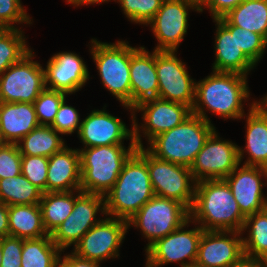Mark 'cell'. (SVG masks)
Here are the masks:
<instances>
[{"label":"cell","instance_id":"obj_1","mask_svg":"<svg viewBox=\"0 0 267 267\" xmlns=\"http://www.w3.org/2000/svg\"><path fill=\"white\" fill-rule=\"evenodd\" d=\"M212 72L195 83L192 114L209 123L211 120L206 111L224 118L223 120L243 119L246 115L243 105L250 100L247 76L234 72Z\"/></svg>","mask_w":267,"mask_h":267},{"label":"cell","instance_id":"obj_2","mask_svg":"<svg viewBox=\"0 0 267 267\" xmlns=\"http://www.w3.org/2000/svg\"><path fill=\"white\" fill-rule=\"evenodd\" d=\"M245 218L224 179L196 182L192 223L205 231L241 232Z\"/></svg>","mask_w":267,"mask_h":267},{"label":"cell","instance_id":"obj_3","mask_svg":"<svg viewBox=\"0 0 267 267\" xmlns=\"http://www.w3.org/2000/svg\"><path fill=\"white\" fill-rule=\"evenodd\" d=\"M154 196L147 162L135 150L124 163L112 189L105 195V213L128 221Z\"/></svg>","mask_w":267,"mask_h":267},{"label":"cell","instance_id":"obj_4","mask_svg":"<svg viewBox=\"0 0 267 267\" xmlns=\"http://www.w3.org/2000/svg\"><path fill=\"white\" fill-rule=\"evenodd\" d=\"M215 130L212 123L191 114L178 126L152 138L146 150L160 160L190 168Z\"/></svg>","mask_w":267,"mask_h":267},{"label":"cell","instance_id":"obj_5","mask_svg":"<svg viewBox=\"0 0 267 267\" xmlns=\"http://www.w3.org/2000/svg\"><path fill=\"white\" fill-rule=\"evenodd\" d=\"M123 145H102L78 149L82 192L105 197L112 189L124 163L137 148L135 142H130L128 148Z\"/></svg>","mask_w":267,"mask_h":267},{"label":"cell","instance_id":"obj_6","mask_svg":"<svg viewBox=\"0 0 267 267\" xmlns=\"http://www.w3.org/2000/svg\"><path fill=\"white\" fill-rule=\"evenodd\" d=\"M90 53L99 72L101 83L128 111L131 108L130 45L118 40L115 43L91 39Z\"/></svg>","mask_w":267,"mask_h":267},{"label":"cell","instance_id":"obj_7","mask_svg":"<svg viewBox=\"0 0 267 267\" xmlns=\"http://www.w3.org/2000/svg\"><path fill=\"white\" fill-rule=\"evenodd\" d=\"M190 219V210L180 202L158 196L152 197L128 221L130 226L139 228L148 244L145 251L158 239L181 227Z\"/></svg>","mask_w":267,"mask_h":267},{"label":"cell","instance_id":"obj_8","mask_svg":"<svg viewBox=\"0 0 267 267\" xmlns=\"http://www.w3.org/2000/svg\"><path fill=\"white\" fill-rule=\"evenodd\" d=\"M136 151L147 162L155 196L176 200L191 210L195 199L196 181L190 168L160 160L144 147H137Z\"/></svg>","mask_w":267,"mask_h":267},{"label":"cell","instance_id":"obj_9","mask_svg":"<svg viewBox=\"0 0 267 267\" xmlns=\"http://www.w3.org/2000/svg\"><path fill=\"white\" fill-rule=\"evenodd\" d=\"M34 56L31 50L0 75V102L33 103L46 88L45 70Z\"/></svg>","mask_w":267,"mask_h":267},{"label":"cell","instance_id":"obj_10","mask_svg":"<svg viewBox=\"0 0 267 267\" xmlns=\"http://www.w3.org/2000/svg\"><path fill=\"white\" fill-rule=\"evenodd\" d=\"M190 223L191 219L152 244L146 250V267H161L173 262L187 267L196 262L198 245L204 230L197 223H194L195 228L186 230Z\"/></svg>","mask_w":267,"mask_h":267},{"label":"cell","instance_id":"obj_11","mask_svg":"<svg viewBox=\"0 0 267 267\" xmlns=\"http://www.w3.org/2000/svg\"><path fill=\"white\" fill-rule=\"evenodd\" d=\"M140 111L143 112L142 121H144L141 126L136 118V112L139 113ZM191 114V109L181 103L159 98L141 102L133 108V129L136 146L144 147L141 139L142 134L140 133H143V137L149 142L158 134L178 126Z\"/></svg>","mask_w":267,"mask_h":267},{"label":"cell","instance_id":"obj_12","mask_svg":"<svg viewBox=\"0 0 267 267\" xmlns=\"http://www.w3.org/2000/svg\"><path fill=\"white\" fill-rule=\"evenodd\" d=\"M105 216L84 234L71 252L80 258L98 263L120 257L119 248L129 230L128 223L122 219Z\"/></svg>","mask_w":267,"mask_h":267},{"label":"cell","instance_id":"obj_13","mask_svg":"<svg viewBox=\"0 0 267 267\" xmlns=\"http://www.w3.org/2000/svg\"><path fill=\"white\" fill-rule=\"evenodd\" d=\"M176 51H156L155 67L158 77V98L181 103L192 109L195 100V83L185 63Z\"/></svg>","mask_w":267,"mask_h":267},{"label":"cell","instance_id":"obj_14","mask_svg":"<svg viewBox=\"0 0 267 267\" xmlns=\"http://www.w3.org/2000/svg\"><path fill=\"white\" fill-rule=\"evenodd\" d=\"M238 148L232 141L220 138L215 130L190 167L194 180L225 179L240 164Z\"/></svg>","mask_w":267,"mask_h":267},{"label":"cell","instance_id":"obj_15","mask_svg":"<svg viewBox=\"0 0 267 267\" xmlns=\"http://www.w3.org/2000/svg\"><path fill=\"white\" fill-rule=\"evenodd\" d=\"M98 212L106 215L105 197L81 192L75 199L72 213L51 234L52 241L63 253L66 248L74 247L101 220L96 218Z\"/></svg>","mask_w":267,"mask_h":267},{"label":"cell","instance_id":"obj_16","mask_svg":"<svg viewBox=\"0 0 267 267\" xmlns=\"http://www.w3.org/2000/svg\"><path fill=\"white\" fill-rule=\"evenodd\" d=\"M200 11L183 0H164L161 8L147 23L157 39L156 51H176L187 34L188 10Z\"/></svg>","mask_w":267,"mask_h":267},{"label":"cell","instance_id":"obj_17","mask_svg":"<svg viewBox=\"0 0 267 267\" xmlns=\"http://www.w3.org/2000/svg\"><path fill=\"white\" fill-rule=\"evenodd\" d=\"M243 233L239 231H203L196 262L207 267H233L245 256Z\"/></svg>","mask_w":267,"mask_h":267},{"label":"cell","instance_id":"obj_18","mask_svg":"<svg viewBox=\"0 0 267 267\" xmlns=\"http://www.w3.org/2000/svg\"><path fill=\"white\" fill-rule=\"evenodd\" d=\"M241 165L224 180L230 186L241 213L247 217L265 209L267 196L264 197L262 187L267 185V168ZM262 178L266 180L264 183Z\"/></svg>","mask_w":267,"mask_h":267},{"label":"cell","instance_id":"obj_19","mask_svg":"<svg viewBox=\"0 0 267 267\" xmlns=\"http://www.w3.org/2000/svg\"><path fill=\"white\" fill-rule=\"evenodd\" d=\"M103 107L102 110H92L90 114L81 120L78 133L83 148H91L102 145L124 144V140L134 141V129H128L126 124L118 117L111 115Z\"/></svg>","mask_w":267,"mask_h":267},{"label":"cell","instance_id":"obj_20","mask_svg":"<svg viewBox=\"0 0 267 267\" xmlns=\"http://www.w3.org/2000/svg\"><path fill=\"white\" fill-rule=\"evenodd\" d=\"M88 66L73 52H58L47 62L45 86L47 89L62 91L68 95L79 91L90 79Z\"/></svg>","mask_w":267,"mask_h":267},{"label":"cell","instance_id":"obj_21","mask_svg":"<svg viewBox=\"0 0 267 267\" xmlns=\"http://www.w3.org/2000/svg\"><path fill=\"white\" fill-rule=\"evenodd\" d=\"M215 32V61L212 71L234 72L247 76L256 65L244 54L236 42V26L224 17L213 19Z\"/></svg>","mask_w":267,"mask_h":267},{"label":"cell","instance_id":"obj_22","mask_svg":"<svg viewBox=\"0 0 267 267\" xmlns=\"http://www.w3.org/2000/svg\"><path fill=\"white\" fill-rule=\"evenodd\" d=\"M130 46L131 108L143 101L158 98V77L155 50Z\"/></svg>","mask_w":267,"mask_h":267},{"label":"cell","instance_id":"obj_23","mask_svg":"<svg viewBox=\"0 0 267 267\" xmlns=\"http://www.w3.org/2000/svg\"><path fill=\"white\" fill-rule=\"evenodd\" d=\"M246 146L238 148L240 164L267 168V109L258 100L252 101L246 116Z\"/></svg>","mask_w":267,"mask_h":267},{"label":"cell","instance_id":"obj_24","mask_svg":"<svg viewBox=\"0 0 267 267\" xmlns=\"http://www.w3.org/2000/svg\"><path fill=\"white\" fill-rule=\"evenodd\" d=\"M81 171L78 149L66 145L60 152L49 157L47 192L80 190Z\"/></svg>","mask_w":267,"mask_h":267},{"label":"cell","instance_id":"obj_25","mask_svg":"<svg viewBox=\"0 0 267 267\" xmlns=\"http://www.w3.org/2000/svg\"><path fill=\"white\" fill-rule=\"evenodd\" d=\"M39 125L33 103L0 102V130L6 143L17 144Z\"/></svg>","mask_w":267,"mask_h":267},{"label":"cell","instance_id":"obj_26","mask_svg":"<svg viewBox=\"0 0 267 267\" xmlns=\"http://www.w3.org/2000/svg\"><path fill=\"white\" fill-rule=\"evenodd\" d=\"M9 236L38 239L49 235L44 228L39 204L8 206Z\"/></svg>","mask_w":267,"mask_h":267},{"label":"cell","instance_id":"obj_27","mask_svg":"<svg viewBox=\"0 0 267 267\" xmlns=\"http://www.w3.org/2000/svg\"><path fill=\"white\" fill-rule=\"evenodd\" d=\"M81 190L70 192H44L39 203L45 230L52 234L72 213L76 197Z\"/></svg>","mask_w":267,"mask_h":267},{"label":"cell","instance_id":"obj_28","mask_svg":"<svg viewBox=\"0 0 267 267\" xmlns=\"http://www.w3.org/2000/svg\"><path fill=\"white\" fill-rule=\"evenodd\" d=\"M223 17L231 25L258 33L267 40V0H244Z\"/></svg>","mask_w":267,"mask_h":267},{"label":"cell","instance_id":"obj_29","mask_svg":"<svg viewBox=\"0 0 267 267\" xmlns=\"http://www.w3.org/2000/svg\"><path fill=\"white\" fill-rule=\"evenodd\" d=\"M53 127L39 125L25 135L16 145L21 155L50 157L66 145Z\"/></svg>","mask_w":267,"mask_h":267},{"label":"cell","instance_id":"obj_30","mask_svg":"<svg viewBox=\"0 0 267 267\" xmlns=\"http://www.w3.org/2000/svg\"><path fill=\"white\" fill-rule=\"evenodd\" d=\"M243 231L248 232L247 237H242L244 256L267 261V211L247 216L241 230L244 234Z\"/></svg>","mask_w":267,"mask_h":267},{"label":"cell","instance_id":"obj_31","mask_svg":"<svg viewBox=\"0 0 267 267\" xmlns=\"http://www.w3.org/2000/svg\"><path fill=\"white\" fill-rule=\"evenodd\" d=\"M61 254L50 234L38 239H23L21 267H57Z\"/></svg>","mask_w":267,"mask_h":267},{"label":"cell","instance_id":"obj_32","mask_svg":"<svg viewBox=\"0 0 267 267\" xmlns=\"http://www.w3.org/2000/svg\"><path fill=\"white\" fill-rule=\"evenodd\" d=\"M42 194L23 174L0 179V201L7 206L39 204Z\"/></svg>","mask_w":267,"mask_h":267},{"label":"cell","instance_id":"obj_33","mask_svg":"<svg viewBox=\"0 0 267 267\" xmlns=\"http://www.w3.org/2000/svg\"><path fill=\"white\" fill-rule=\"evenodd\" d=\"M26 42L21 27L0 28V75L32 50Z\"/></svg>","mask_w":267,"mask_h":267},{"label":"cell","instance_id":"obj_34","mask_svg":"<svg viewBox=\"0 0 267 267\" xmlns=\"http://www.w3.org/2000/svg\"><path fill=\"white\" fill-rule=\"evenodd\" d=\"M67 93L45 88L33 102L40 125L51 126Z\"/></svg>","mask_w":267,"mask_h":267},{"label":"cell","instance_id":"obj_35","mask_svg":"<svg viewBox=\"0 0 267 267\" xmlns=\"http://www.w3.org/2000/svg\"><path fill=\"white\" fill-rule=\"evenodd\" d=\"M121 5L124 15L133 23L144 24L155 16L164 0H114Z\"/></svg>","mask_w":267,"mask_h":267},{"label":"cell","instance_id":"obj_36","mask_svg":"<svg viewBox=\"0 0 267 267\" xmlns=\"http://www.w3.org/2000/svg\"><path fill=\"white\" fill-rule=\"evenodd\" d=\"M48 162L45 156L22 155L21 174L43 193L47 192Z\"/></svg>","mask_w":267,"mask_h":267},{"label":"cell","instance_id":"obj_37","mask_svg":"<svg viewBox=\"0 0 267 267\" xmlns=\"http://www.w3.org/2000/svg\"><path fill=\"white\" fill-rule=\"evenodd\" d=\"M236 42L244 54L257 66L267 48V40L258 33L236 26Z\"/></svg>","mask_w":267,"mask_h":267},{"label":"cell","instance_id":"obj_38","mask_svg":"<svg viewBox=\"0 0 267 267\" xmlns=\"http://www.w3.org/2000/svg\"><path fill=\"white\" fill-rule=\"evenodd\" d=\"M27 14L21 0H0V28L14 29L18 24H32L33 20Z\"/></svg>","mask_w":267,"mask_h":267},{"label":"cell","instance_id":"obj_39","mask_svg":"<svg viewBox=\"0 0 267 267\" xmlns=\"http://www.w3.org/2000/svg\"><path fill=\"white\" fill-rule=\"evenodd\" d=\"M80 114L71 105L66 104V98L59 106L55 120L51 127H53L61 135H68L76 132L79 133L81 122Z\"/></svg>","mask_w":267,"mask_h":267},{"label":"cell","instance_id":"obj_40","mask_svg":"<svg viewBox=\"0 0 267 267\" xmlns=\"http://www.w3.org/2000/svg\"><path fill=\"white\" fill-rule=\"evenodd\" d=\"M22 155L16 144H5L0 149V179L21 174Z\"/></svg>","mask_w":267,"mask_h":267},{"label":"cell","instance_id":"obj_41","mask_svg":"<svg viewBox=\"0 0 267 267\" xmlns=\"http://www.w3.org/2000/svg\"><path fill=\"white\" fill-rule=\"evenodd\" d=\"M2 249L1 267H21L23 238L5 236L0 238Z\"/></svg>","mask_w":267,"mask_h":267},{"label":"cell","instance_id":"obj_42","mask_svg":"<svg viewBox=\"0 0 267 267\" xmlns=\"http://www.w3.org/2000/svg\"><path fill=\"white\" fill-rule=\"evenodd\" d=\"M243 1L244 0H209L200 13L206 8L213 19H218L225 16L230 10L237 7Z\"/></svg>","mask_w":267,"mask_h":267},{"label":"cell","instance_id":"obj_43","mask_svg":"<svg viewBox=\"0 0 267 267\" xmlns=\"http://www.w3.org/2000/svg\"><path fill=\"white\" fill-rule=\"evenodd\" d=\"M101 263L86 260L76 256L73 252L67 253L64 256L59 257L57 267H101Z\"/></svg>","mask_w":267,"mask_h":267},{"label":"cell","instance_id":"obj_44","mask_svg":"<svg viewBox=\"0 0 267 267\" xmlns=\"http://www.w3.org/2000/svg\"><path fill=\"white\" fill-rule=\"evenodd\" d=\"M9 236L8 206L0 201V238Z\"/></svg>","mask_w":267,"mask_h":267},{"label":"cell","instance_id":"obj_45","mask_svg":"<svg viewBox=\"0 0 267 267\" xmlns=\"http://www.w3.org/2000/svg\"><path fill=\"white\" fill-rule=\"evenodd\" d=\"M233 267H264V260L248 259L244 257L239 263Z\"/></svg>","mask_w":267,"mask_h":267},{"label":"cell","instance_id":"obj_46","mask_svg":"<svg viewBox=\"0 0 267 267\" xmlns=\"http://www.w3.org/2000/svg\"><path fill=\"white\" fill-rule=\"evenodd\" d=\"M67 3L74 5L75 7L81 6V5H94V4H100L102 2H109L111 0H66ZM114 1V0H113Z\"/></svg>","mask_w":267,"mask_h":267},{"label":"cell","instance_id":"obj_47","mask_svg":"<svg viewBox=\"0 0 267 267\" xmlns=\"http://www.w3.org/2000/svg\"><path fill=\"white\" fill-rule=\"evenodd\" d=\"M184 2L190 3L195 6L199 11L203 9L209 0H183Z\"/></svg>","mask_w":267,"mask_h":267},{"label":"cell","instance_id":"obj_48","mask_svg":"<svg viewBox=\"0 0 267 267\" xmlns=\"http://www.w3.org/2000/svg\"><path fill=\"white\" fill-rule=\"evenodd\" d=\"M262 100H259L258 102L265 108L267 109V95L265 97H262Z\"/></svg>","mask_w":267,"mask_h":267},{"label":"cell","instance_id":"obj_49","mask_svg":"<svg viewBox=\"0 0 267 267\" xmlns=\"http://www.w3.org/2000/svg\"><path fill=\"white\" fill-rule=\"evenodd\" d=\"M187 267H207V266L198 264L197 262H193L190 265H188Z\"/></svg>","mask_w":267,"mask_h":267},{"label":"cell","instance_id":"obj_50","mask_svg":"<svg viewBox=\"0 0 267 267\" xmlns=\"http://www.w3.org/2000/svg\"><path fill=\"white\" fill-rule=\"evenodd\" d=\"M5 144H7V143L4 141V139H3V137H2V134H1V130H0V149H1Z\"/></svg>","mask_w":267,"mask_h":267},{"label":"cell","instance_id":"obj_51","mask_svg":"<svg viewBox=\"0 0 267 267\" xmlns=\"http://www.w3.org/2000/svg\"><path fill=\"white\" fill-rule=\"evenodd\" d=\"M1 263H2V249H1V243H0V267H1Z\"/></svg>","mask_w":267,"mask_h":267},{"label":"cell","instance_id":"obj_52","mask_svg":"<svg viewBox=\"0 0 267 267\" xmlns=\"http://www.w3.org/2000/svg\"><path fill=\"white\" fill-rule=\"evenodd\" d=\"M265 210L267 211V200H266V203H265Z\"/></svg>","mask_w":267,"mask_h":267},{"label":"cell","instance_id":"obj_53","mask_svg":"<svg viewBox=\"0 0 267 267\" xmlns=\"http://www.w3.org/2000/svg\"><path fill=\"white\" fill-rule=\"evenodd\" d=\"M264 267H267V261H264Z\"/></svg>","mask_w":267,"mask_h":267}]
</instances>
